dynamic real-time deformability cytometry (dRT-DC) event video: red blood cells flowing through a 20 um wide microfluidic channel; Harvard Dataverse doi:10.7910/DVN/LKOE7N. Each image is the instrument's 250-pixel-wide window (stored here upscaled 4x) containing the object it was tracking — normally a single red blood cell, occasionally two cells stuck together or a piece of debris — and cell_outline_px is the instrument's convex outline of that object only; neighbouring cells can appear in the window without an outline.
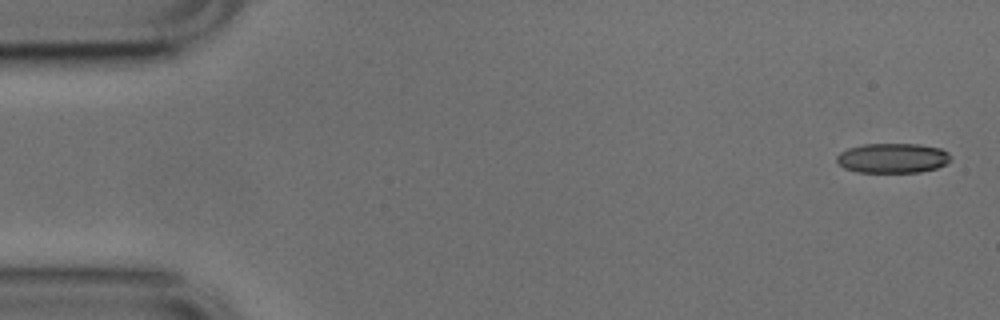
{"species": "common noctule bat (a hibernating species)", "species_latin": "Nyctalus noctula", "temperature_condition": "cold", "stored_images_in_passage": 11, "camera_frame_rate_fps": 3000, "um_per_image_px": 0.085, "animal": {"sex": "male", "body_mass_g": 17.9, "forearm_length_mm": 54.2}, "frame": {"image": 1, "passage_image": 1, "time_ms": 0.0, "image_size_px": [1000, 320], "cell_outline_px": [[952, 160], [936, 168], [920, 172], [856, 172], [844, 168], [836, 160], [836, 156], [840, 152], [848, 148], [864, 144], [920, 144], [940, 148], [948, 152], [952, 156]], "centroid_in_image_um": [75.88, 13.43], "position_along_channel_um": 9.1, "area_um2": 19.88}}